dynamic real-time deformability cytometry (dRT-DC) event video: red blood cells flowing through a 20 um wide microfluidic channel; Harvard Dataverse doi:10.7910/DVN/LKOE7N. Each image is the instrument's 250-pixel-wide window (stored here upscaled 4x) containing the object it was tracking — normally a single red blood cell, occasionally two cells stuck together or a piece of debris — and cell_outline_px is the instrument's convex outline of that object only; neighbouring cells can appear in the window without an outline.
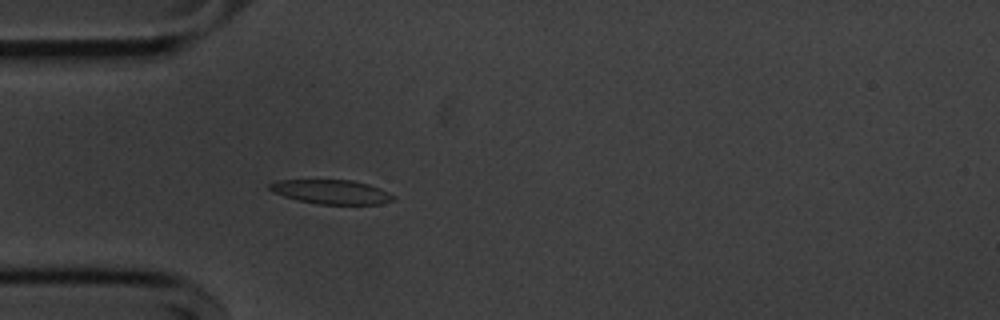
{"species": "common noctule bat (a hibernating species)", "species_latin": "Nyctalus noctula", "temperature_condition": "cold", "stored_images_in_passage": 46, "camera_frame_rate_fps": 3000, "um_per_image_px": 0.085, "animal": {"sex": "male", "body_mass_g": 20.1, "forearm_length_mm": 53.5}, "frame": {"image": 1, "passage_image": 7, "time_ms": 2.0, "image_size_px": [1000, 320], "cell_outline_px": [[396, 200], [380, 204], [320, 204], [296, 200], [272, 192], [268, 188], [268, 184], [280, 180], [352, 180], [368, 184], [380, 188], [396, 196]], "centroid_in_image_um": [28.19, 16.31], "position_along_channel_um": 56.8, "area_um2": 17.51}}
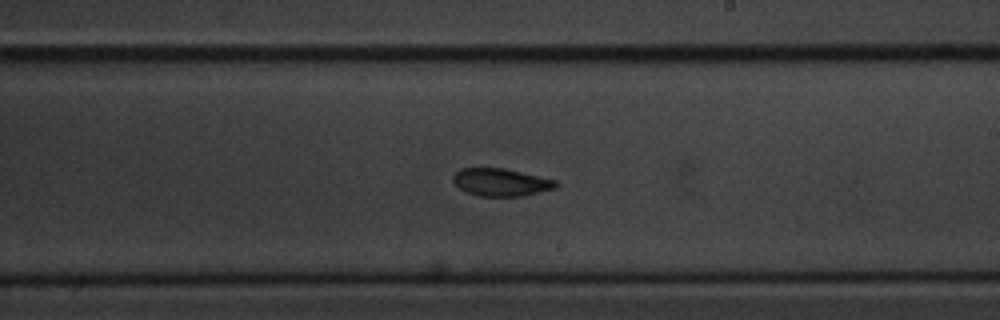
{"frame": {"image": 2, "passage_image": 23, "time_ms": 7.333, "image_size_px": [1000, 320], "cell_outline_px": [[560, 184], [556, 188], [520, 196], [480, 196], [468, 192], [460, 188], [452, 180], [452, 176], [460, 168], [504, 168], [556, 180]], "centroid_in_image_um": [42.59, 15.48], "position_along_channel_um": 246.4, "area_um2": 16.42}}
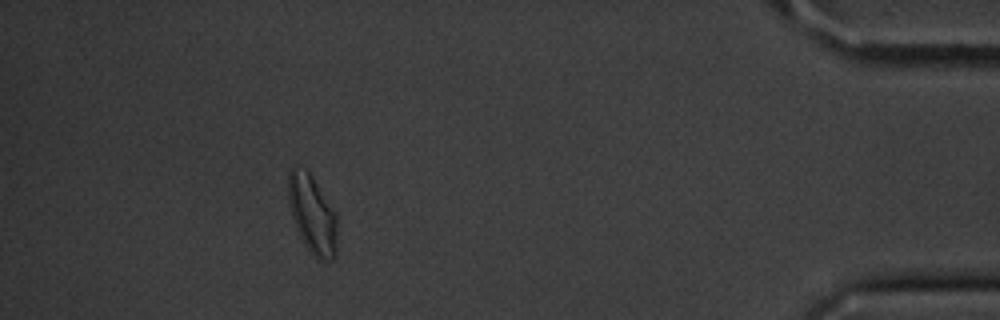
{"frame": {"image": 3, "passage_image": 41, "time_ms": 13.333, "image_size_px": [1000, 320], "cell_outline_px": [[336, 256], [332, 260], [316, 260], [312, 256], [304, 244], [296, 228], [292, 216], [288, 200], [288, 172], [292, 168], [308, 172], [312, 176], [336, 212]], "centroid_in_image_um": [26.55, 18.29], "position_along_channel_um": 408.6, "area_um2": 22.25}, "authors_computed_cell_mechanics": {"area_um2": 17.5134, "velocity_mm_per_s": 3.6215, "shape_relaxation_time_tau1_ms": 10.0437, "shape_relaxation_time_tau2_ms": 3.2688, "deformation_change_tau1": 0.2028, "deformation_change_tau2": 0.0896}}